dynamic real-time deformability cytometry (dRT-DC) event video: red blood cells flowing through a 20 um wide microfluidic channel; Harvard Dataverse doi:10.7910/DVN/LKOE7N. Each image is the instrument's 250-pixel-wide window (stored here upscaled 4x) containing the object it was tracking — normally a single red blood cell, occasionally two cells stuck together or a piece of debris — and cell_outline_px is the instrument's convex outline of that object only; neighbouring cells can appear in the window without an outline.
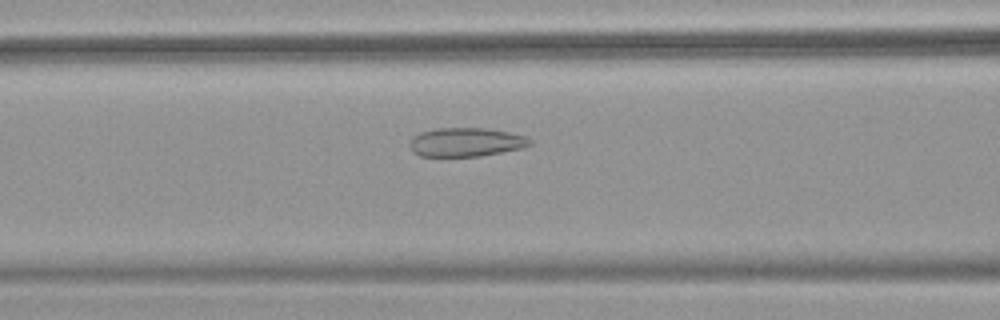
{"species": "common noctule bat (a hibernating species)", "species_latin": "Nyctalus noctula", "temperature_condition": "warm", "stored_images_in_passage": 40, "camera_frame_rate_fps": 3000, "um_per_image_px": 0.085, "animal": {"sex": "female", "body_mass_g": 18.4}, "frame": {"image": 1, "passage_image": 10, "time_ms": 3.0, "image_size_px": [1000, 320], "cell_outline_px": [[532, 144], [520, 148], [480, 156], [420, 156], [412, 152], [408, 144], [412, 136], [420, 132], [436, 128], [484, 128], [508, 132], [524, 136], [532, 140]], "centroid_in_image_um": [39.54, 12.08], "position_along_channel_um": 127.1, "area_um2": 20.17}}
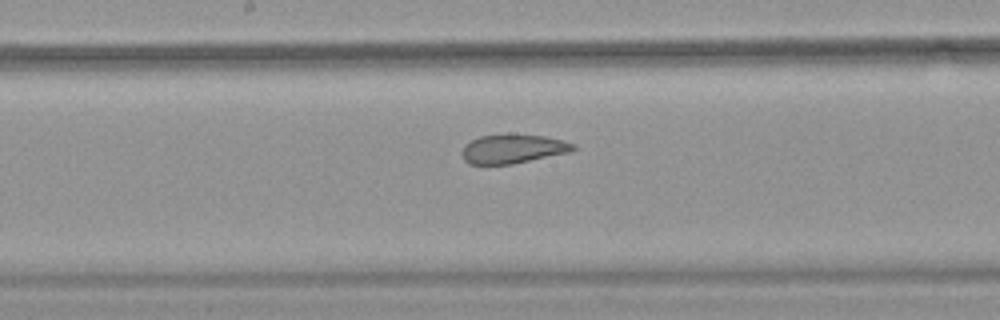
{"frame": {"image": 2, "passage_image": 16, "time_ms": 5.0, "image_size_px": [1000, 320], "cell_outline_px": [[576, 148], [572, 152], [512, 164], [468, 164], [464, 160], [460, 152], [464, 144], [480, 136], [544, 136], [564, 140], [576, 144]], "centroid_in_image_um": [43.61, 12.68], "position_along_channel_um": 204.6, "area_um2": 18.55}}
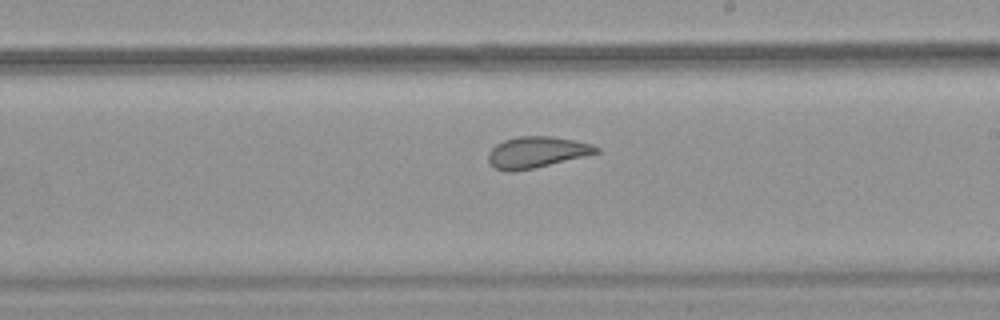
{"frame": {"image": 3, "passage_image": 19, "time_ms": 6.0, "image_size_px": [1000, 320], "cell_outline_px": [[600, 152], [536, 168], [512, 172], [508, 172], [496, 168], [488, 160], [488, 152], [496, 144], [504, 140], [516, 136], [552, 136], [592, 144], [600, 148]], "centroid_in_image_um": [45.6, 12.94], "position_along_channel_um": 243.4, "area_um2": 19.65}, "authors_computed_cell_mechanics": {"area_um2": 21.1259, "velocity_mm_per_s": 3.8989, "shape_relaxation_time_tau1_ms": null, "shape_relaxation_time_tau2_ms": 1.2446, "deformation_change_tau1": null, "deformation_change_tau2": 0.0915}}